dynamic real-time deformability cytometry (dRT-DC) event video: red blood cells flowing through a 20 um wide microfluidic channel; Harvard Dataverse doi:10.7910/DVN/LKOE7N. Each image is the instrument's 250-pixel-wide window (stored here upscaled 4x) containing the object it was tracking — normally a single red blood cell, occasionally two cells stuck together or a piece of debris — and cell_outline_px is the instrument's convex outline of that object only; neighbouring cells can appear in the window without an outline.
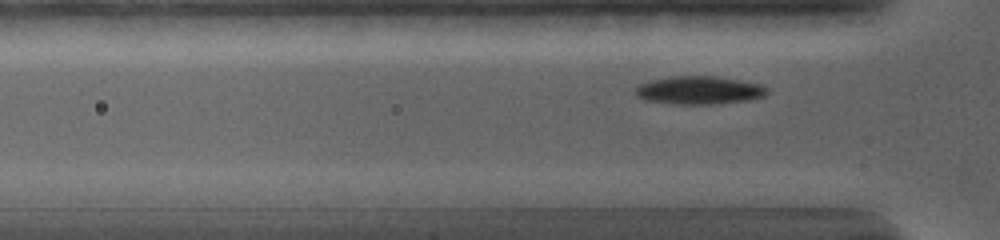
{"species": "common noctule bat (a hibernating species)", "species_latin": "Nyctalus noctula", "temperature_condition": "warm", "stored_images_in_passage": 41, "camera_frame_rate_fps": 5000, "um_per_image_px": 0.085, "animal": {"sex": "female", "body_mass_g": 19.0, "forearm_length_mm": 56.7}, "frame": {"image": 1, "passage_image": 8, "time_ms": 2.2, "image_size_px": [1000, 240], "cell_outline_px": [[768, 92], [764, 96], [752, 100], [720, 104], [676, 104], [644, 100], [636, 96], [636, 88], [640, 84], [652, 80], [668, 76], [716, 76], [740, 80], [760, 84], [768, 88]], "centroid_in_image_um": [59.46, 7.68], "position_along_channel_um": 66.3, "area_um2": 21.79}}
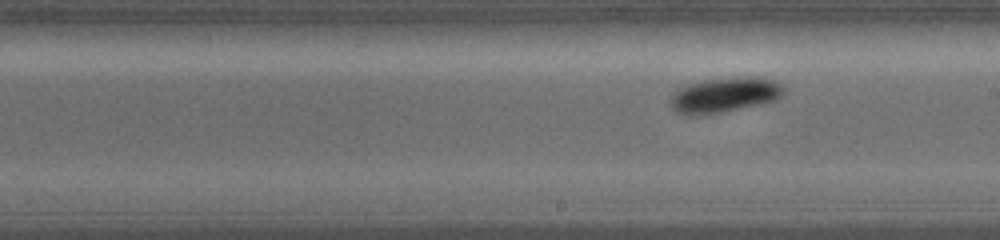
{"frame": {"image": 2, "passage_image": 22, "time_ms": 6.6, "image_size_px": [1000, 240], "cell_outline_px": [[784, 92], [776, 100], [720, 112], [696, 116], [688, 116], [676, 112], [672, 108], [668, 100], [680, 88], [688, 84], [708, 80], [772, 80], [780, 84], [784, 88]], "centroid_in_image_um": [61.47, 8.15], "position_along_channel_um": 227.5, "area_um2": 21.79}}
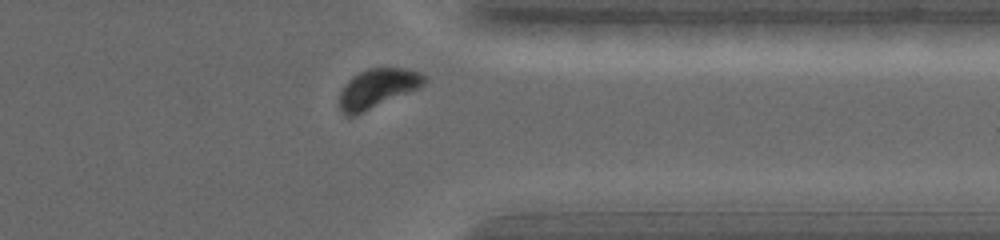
{"frame": {"image": 3, "passage_image": 36, "time_ms": 10.8, "image_size_px": [1000, 240], "cell_outline_px": [[428, 80], [424, 84], [416, 88], [352, 116], [348, 116], [340, 108], [340, 92], [344, 84], [352, 76], [368, 68], [400, 68], [416, 72], [424, 76]], "centroid_in_image_um": [32.03, 7.48], "position_along_channel_um": 379.4, "area_um2": 18.5}, "authors_computed_cell_mechanics": {"area_um2": 21.0392, "velocity_mm_per_s": 3.6662, "shape_relaxation_time_tau1_ms": 1.3873, "shape_relaxation_time_tau2_ms": null, "deformation_change_tau1": 0.1001, "deformation_change_tau2": null}}